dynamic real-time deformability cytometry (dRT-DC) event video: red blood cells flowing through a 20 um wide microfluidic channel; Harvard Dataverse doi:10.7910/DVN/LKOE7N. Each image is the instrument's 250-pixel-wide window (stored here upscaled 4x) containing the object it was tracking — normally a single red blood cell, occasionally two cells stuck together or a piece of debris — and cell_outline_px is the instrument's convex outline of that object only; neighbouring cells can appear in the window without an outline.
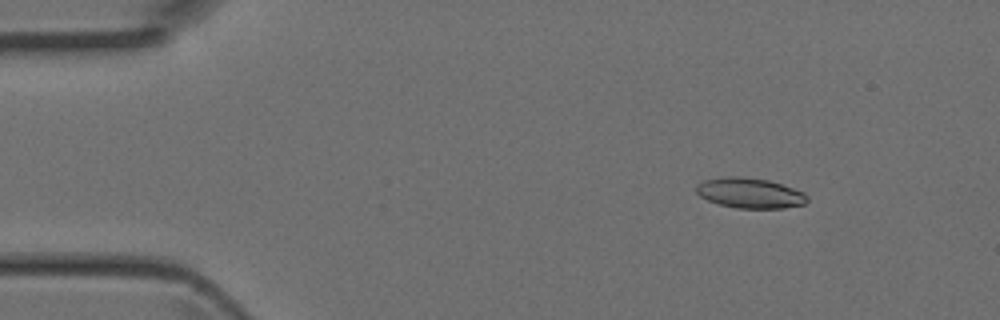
{"species": "Egyptian fruit bat (a non-hibernating species)", "species_latin": "Rousettus aegyptiacus", "temperature_condition": "room temperature", "stored_images_in_passage": 4, "camera_frame_rate_fps": 3000, "um_per_image_px": 0.085, "animal": {"sex": "female"}, "frame": {"image": 1, "passage_image": 2, "time_ms": 0.333, "image_size_px": [1000, 320], "cell_outline_px": [[808, 200], [804, 204], [784, 208], [736, 208], [720, 204], [708, 200], [700, 196], [696, 192], [696, 184], [704, 180], [728, 176], [740, 176], [768, 180], [804, 192], [808, 196]], "centroid_in_image_um": [63.73, 16.41], "position_along_channel_um": 21.3, "area_um2": 19.48}}
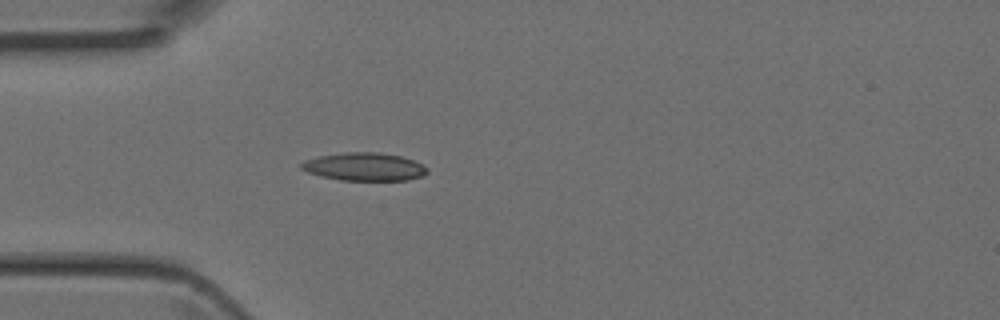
{"frame": {"image": 2, "passage_image": 4, "time_ms": 1.0, "image_size_px": [1000, 320], "cell_outline_px": [[428, 172], [424, 176], [408, 180], [340, 180], [320, 176], [308, 172], [300, 168], [300, 164], [304, 160], [320, 156], [344, 152], [376, 152], [400, 156], [424, 164], [428, 168]], "centroid_in_image_um": [30.99, 14.18], "position_along_channel_um": 54.0, "area_um2": 20.63}}